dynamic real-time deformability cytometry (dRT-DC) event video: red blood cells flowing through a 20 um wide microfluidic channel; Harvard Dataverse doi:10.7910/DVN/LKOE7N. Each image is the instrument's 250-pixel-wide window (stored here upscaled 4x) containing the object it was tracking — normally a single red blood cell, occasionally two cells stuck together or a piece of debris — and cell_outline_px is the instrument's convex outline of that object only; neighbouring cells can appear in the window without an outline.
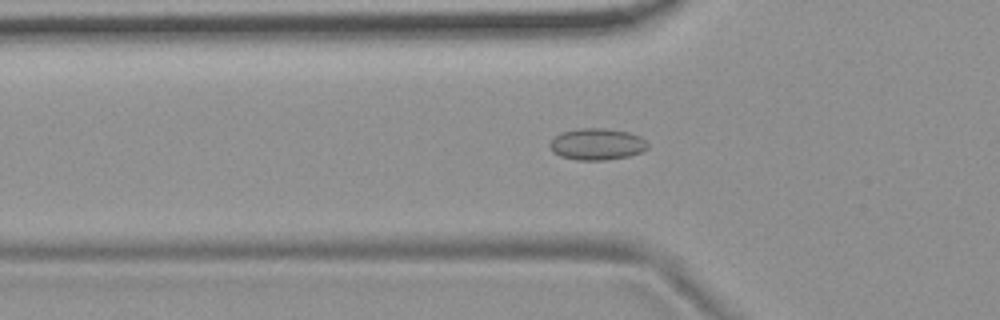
{"species": "common noctule bat (a hibernating species)", "species_latin": "Nyctalus noctula", "temperature_condition": "room temperature", "stored_images_in_passage": 53, "camera_frame_rate_fps": 3000, "um_per_image_px": 0.085, "animal": {"sex": "female", "body_mass_g": 19.9}, "frame": {"image": 1, "passage_image": 17, "time_ms": 5.333, "image_size_px": [1000, 320], "cell_outline_px": [[648, 148], [640, 152], [628, 156], [604, 160], [576, 160], [560, 156], [552, 152], [548, 144], [560, 132], [580, 128], [604, 128], [628, 132], [640, 136], [648, 144]], "centroid_in_image_um": [50.71, 12.25], "position_along_channel_um": 75.1, "area_um2": 18.03}}
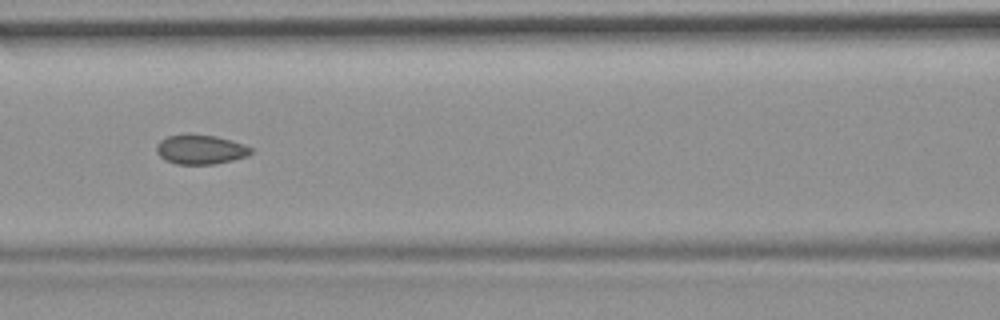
{"frame": {"image": 2, "passage_image": 23, "time_ms": 7.333, "image_size_px": [1000, 320], "cell_outline_px": [[252, 152], [248, 156], [232, 160], [212, 164], [176, 164], [164, 160], [156, 152], [156, 148], [160, 140], [168, 136], [216, 136], [232, 140], [244, 144], [252, 148]], "centroid_in_image_um": [17.06, 12.73], "position_along_channel_um": 149.5, "area_um2": 15.84}}
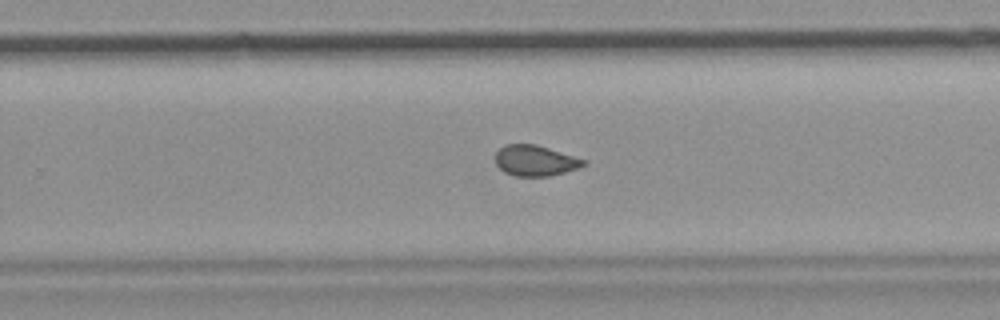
{"frame": {"image": 3, "passage_image": 34, "time_ms": 11.0, "image_size_px": [1000, 320], "cell_outline_px": [[588, 164], [564, 172], [548, 176], [512, 176], [504, 172], [496, 164], [496, 152], [504, 144], [536, 144], [588, 160]], "centroid_in_image_um": [45.5, 13.65], "position_along_channel_um": 284.3, "area_um2": 15.84}, "authors_computed_cell_mechanics": {"area_um2": 16.473, "velocity_mm_per_s": 3.6943, "shape_relaxation_time_tau1_ms": null, "shape_relaxation_time_tau2_ms": 2.1092, "deformation_change_tau1": null, "deformation_change_tau2": 0.0665}}